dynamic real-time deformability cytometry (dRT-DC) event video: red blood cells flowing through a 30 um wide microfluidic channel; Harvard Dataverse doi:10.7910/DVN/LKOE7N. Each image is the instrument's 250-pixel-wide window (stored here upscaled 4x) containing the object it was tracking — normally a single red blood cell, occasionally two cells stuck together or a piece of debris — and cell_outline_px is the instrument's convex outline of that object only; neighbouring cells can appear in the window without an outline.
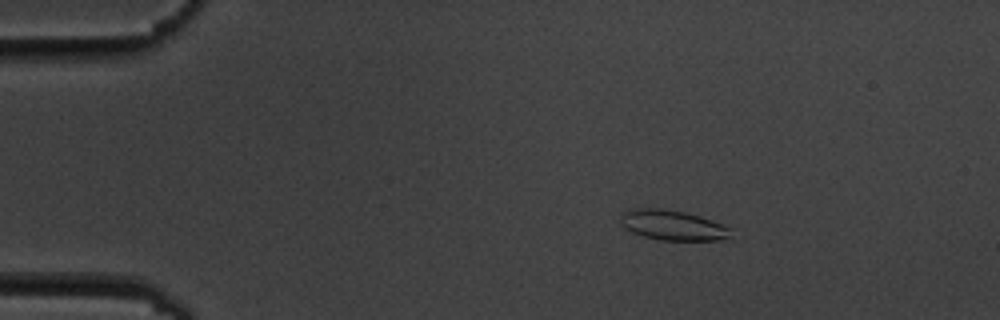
{"species": "common noctule bat (a hibernating species)", "species_latin": "Nyctalus noctula", "temperature_condition": "cold", "stored_images_in_passage": 4, "camera_frame_rate_fps": 3000, "um_per_image_px": 0.085, "animal": {"sex": "male", "body_mass_g": 19.5, "forearm_length_mm": 54.6}, "frame": {"image": 1, "passage_image": 2, "time_ms": 1.0, "image_size_px": [1000, 320], "cell_outline_px": [[732, 228], [728, 236], [720, 240], [660, 240], [644, 236], [632, 232], [624, 228], [620, 220], [620, 216], [628, 208], [660, 208], [684, 212], [700, 216], [712, 220]], "centroid_in_image_um": [57.14, 19.13], "position_along_channel_um": 27.9, "area_um2": 19.31}}